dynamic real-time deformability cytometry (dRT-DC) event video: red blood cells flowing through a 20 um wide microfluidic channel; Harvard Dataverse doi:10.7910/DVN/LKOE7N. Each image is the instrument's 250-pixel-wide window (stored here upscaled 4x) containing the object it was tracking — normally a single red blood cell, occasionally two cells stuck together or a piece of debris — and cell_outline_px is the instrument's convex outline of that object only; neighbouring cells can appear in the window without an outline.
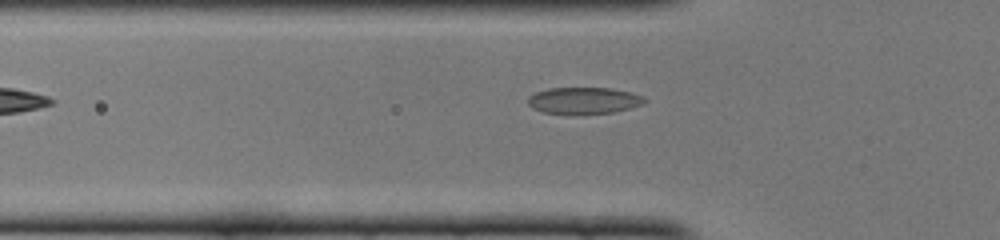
{"species": "common noctule bat (a hibernating species)", "species_latin": "Nyctalus noctula", "temperature_condition": "cold", "stored_images_in_passage": 33, "camera_frame_rate_fps": 3000, "um_per_image_px": 0.085, "animal": {"sex": "female", "body_mass_g": 22.0, "forearm_length_mm": 56.7}, "frame": {"image": 1, "passage_image": 4, "time_ms": 1.0, "image_size_px": [1000, 240], "cell_outline_px": [[648, 100], [644, 104], [616, 112], [572, 116], [544, 112], [532, 108], [528, 104], [528, 96], [536, 92], [548, 88], [612, 88], [644, 96]], "centroid_in_image_um": [49.63, 8.58], "position_along_channel_um": 76.2, "area_um2": 18.67}}
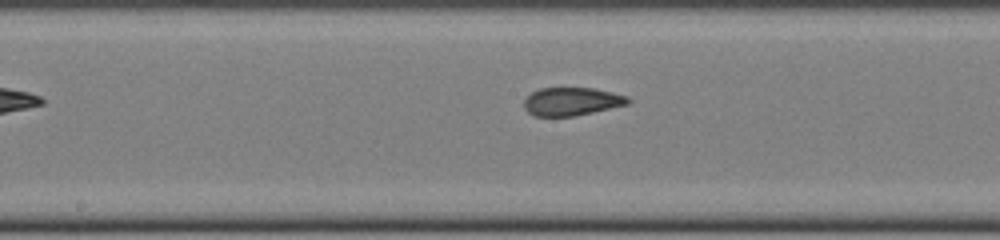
{"frame": {"image": 2, "passage_image": 13, "time_ms": 4.0, "image_size_px": [1000, 240], "cell_outline_px": [[632, 100], [628, 104], [576, 116], [532, 116], [524, 108], [524, 96], [540, 88], [592, 88], [612, 92], [628, 96]], "centroid_in_image_um": [48.57, 8.63], "position_along_channel_um": 199.6, "area_um2": 17.22}}
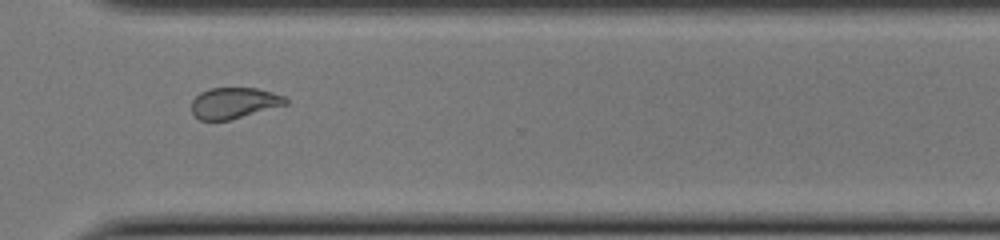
{"frame": {"image": 3, "passage_image": 24, "time_ms": 7.667, "image_size_px": [1000, 240], "cell_outline_px": [[288, 104], [228, 120], [200, 120], [192, 112], [192, 100], [200, 92], [212, 88], [256, 88], [272, 92], [284, 96], [288, 100]], "centroid_in_image_um": [19.9, 8.74], "position_along_channel_um": 350.7, "area_um2": 16.82}, "authors_computed_cell_mechanics": {"area_um2": 18.0336, "velocity_mm_per_s": 4.1055, "shape_relaxation_time_tau1_ms": null, "shape_relaxation_time_tau2_ms": 1.4369, "deformation_change_tau1": null, "deformation_change_tau2": 0.0774}}